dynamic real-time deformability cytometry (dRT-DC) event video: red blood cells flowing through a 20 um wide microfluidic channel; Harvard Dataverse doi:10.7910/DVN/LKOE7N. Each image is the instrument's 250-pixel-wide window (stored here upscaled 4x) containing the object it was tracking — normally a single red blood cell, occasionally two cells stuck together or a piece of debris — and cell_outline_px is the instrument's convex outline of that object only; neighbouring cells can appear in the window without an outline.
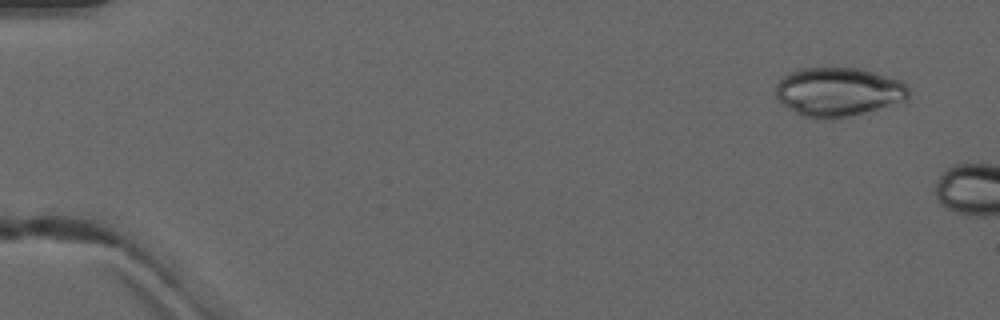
{"species": "common noctule bat (a hibernating species)", "species_latin": "Nyctalus noctula", "temperature_condition": "warm", "stored_images_in_passage": 2, "camera_frame_rate_fps": 3000, "um_per_image_px": 0.085, "animal": {"sex": "male", "forearm_length_mm": 52.5}, "frame": {"image": 1, "passage_image": 1, "time_ms": 0.0, "image_size_px": [1000, 320], "cell_outline_px": [[908, 100], [864, 112], [832, 120], [804, 116], [780, 104], [776, 100], [776, 84], [788, 72], [800, 68], [860, 68], [904, 80], [908, 88]], "centroid_in_image_um": [71.25, 7.8], "position_along_channel_um": 13.7, "area_um2": 38.15}}